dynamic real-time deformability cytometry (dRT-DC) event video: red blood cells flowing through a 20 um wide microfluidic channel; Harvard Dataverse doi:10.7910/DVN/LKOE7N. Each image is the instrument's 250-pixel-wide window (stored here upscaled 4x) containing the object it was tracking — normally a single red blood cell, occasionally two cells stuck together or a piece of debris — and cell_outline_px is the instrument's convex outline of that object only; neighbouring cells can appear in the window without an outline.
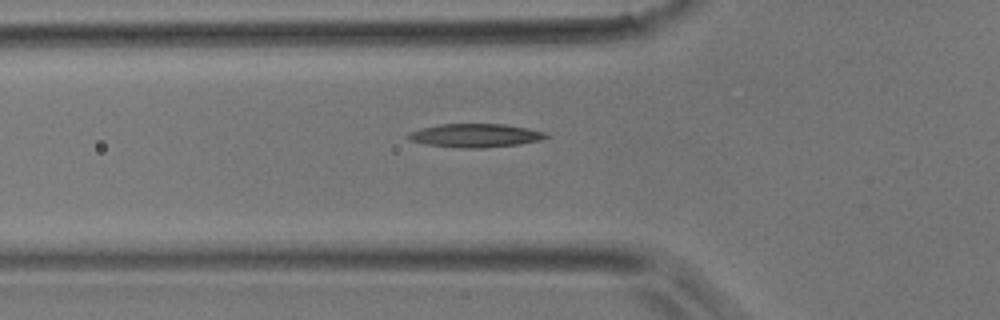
{"species": "common noctule bat (a hibernating species)", "species_latin": "Nyctalus noctula", "temperature_condition": "room temperature", "stored_images_in_passage": 32, "segment_of_instrument_passage": [1, 2], "camera_frame_rate_fps": 3000, "um_per_image_px": 0.085, "animal": {"sex": "male", "body_mass_g": 17.9}, "frame": {"image": 1, "passage_image": 2, "time_ms": 0.333, "image_size_px": [1000, 320], "cell_outline_px": [[548, 136], [540, 140], [520, 144], [484, 148], [460, 148], [424, 144], [408, 140], [404, 136], [408, 132], [420, 128], [440, 124], [504, 124], [544, 132]], "centroid_in_image_um": [40.29, 11.52], "position_along_channel_um": 85.5, "area_um2": 18.96}}
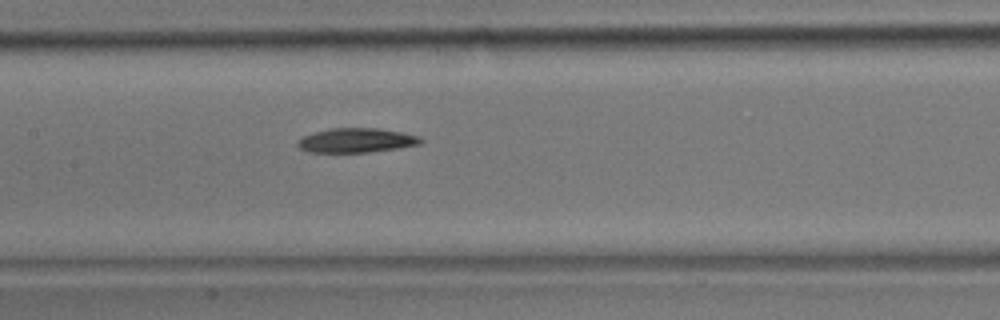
{"frame": {"image": 2, "passage_image": 8, "time_ms": 2.333, "image_size_px": [1000, 320], "cell_outline_px": [[424, 140], [420, 144], [396, 148], [368, 152], [308, 152], [300, 148], [296, 144], [296, 140], [304, 136], [328, 128], [376, 128], [404, 132], [420, 136]], "centroid_in_image_um": [30.29, 11.92], "position_along_channel_um": 177.1, "area_um2": 17.51}}
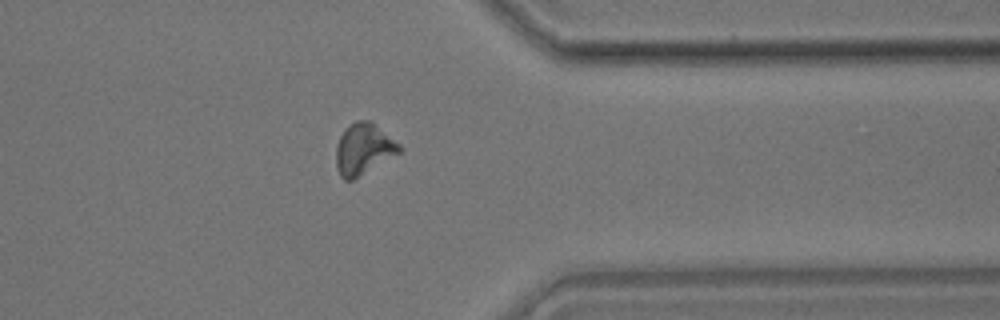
{"frame": {"image": 3, "passage_image": 22, "time_ms": 7.0, "image_size_px": [1000, 320], "cell_outline_px": [[404, 148], [400, 152], [352, 180], [344, 180], [340, 176], [336, 168], [336, 144], [344, 128], [348, 124], [356, 120], [372, 120], [400, 144]], "centroid_in_image_um": [30.89, 12.63], "position_along_channel_um": 380.5, "area_um2": 19.07}}